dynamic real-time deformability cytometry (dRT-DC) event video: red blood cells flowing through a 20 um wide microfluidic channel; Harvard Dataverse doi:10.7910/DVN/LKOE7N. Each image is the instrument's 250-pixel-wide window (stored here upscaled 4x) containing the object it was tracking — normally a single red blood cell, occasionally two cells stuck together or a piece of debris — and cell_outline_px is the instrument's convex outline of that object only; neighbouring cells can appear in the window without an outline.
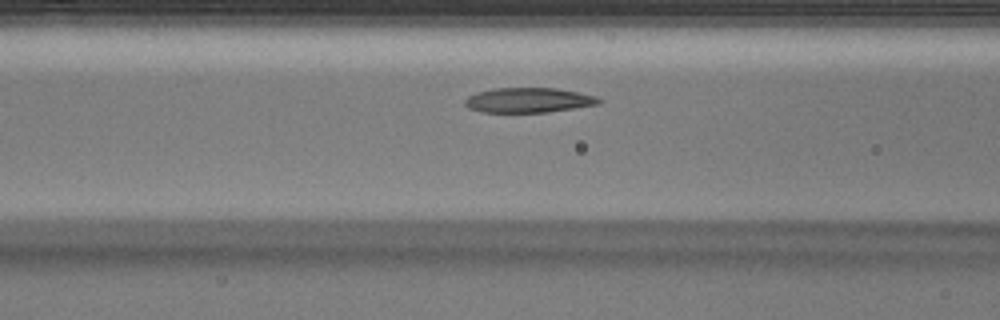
{"species": "Egyptian fruit bat (a non-hibernating species)", "species_latin": "Rousettus aegyptiacus", "temperature_condition": "warm", "stored_images_in_passage": 41, "camera_frame_rate_fps": 3000, "um_per_image_px": 0.085, "animal": {"sex": "male"}, "frame": {"image": 1, "passage_image": 13, "time_ms": 4.0, "image_size_px": [1000, 320], "cell_outline_px": [[604, 100], [596, 104], [548, 112], [480, 112], [468, 108], [464, 104], [464, 100], [468, 96], [476, 92], [492, 88], [556, 88], [580, 92], [596, 96]], "centroid_in_image_um": [44.89, 8.5], "position_along_channel_um": 121.7, "area_um2": 19.48}}
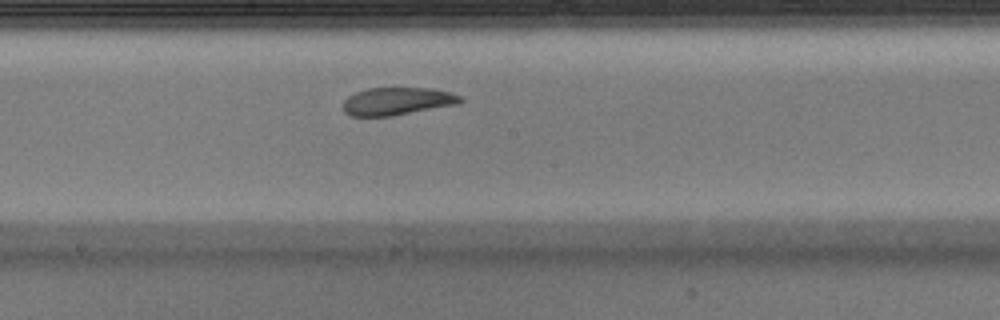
{"frame": {"image": 2, "passage_image": 20, "time_ms": 6.333, "image_size_px": [1000, 320], "cell_outline_px": [[464, 100], [460, 104], [392, 116], [352, 116], [344, 112], [344, 100], [348, 96], [356, 92], [368, 88], [432, 88], [452, 92], [460, 96]], "centroid_in_image_um": [33.81, 8.6], "position_along_channel_um": 214.4, "area_um2": 19.07}}
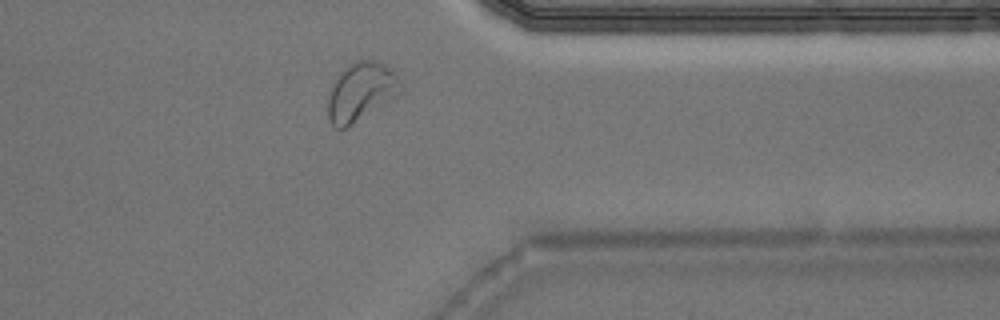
{"frame": {"image": 3, "passage_image": 33, "time_ms": 10.667, "image_size_px": [1000, 320], "cell_outline_px": [[404, 88], [400, 92], [348, 128], [332, 128], [328, 120], [328, 92], [336, 76], [348, 64], [356, 60], [368, 60], [384, 64], [396, 72]], "centroid_in_image_um": [30.64, 7.8], "position_along_channel_um": 380.8, "area_um2": 24.91}}